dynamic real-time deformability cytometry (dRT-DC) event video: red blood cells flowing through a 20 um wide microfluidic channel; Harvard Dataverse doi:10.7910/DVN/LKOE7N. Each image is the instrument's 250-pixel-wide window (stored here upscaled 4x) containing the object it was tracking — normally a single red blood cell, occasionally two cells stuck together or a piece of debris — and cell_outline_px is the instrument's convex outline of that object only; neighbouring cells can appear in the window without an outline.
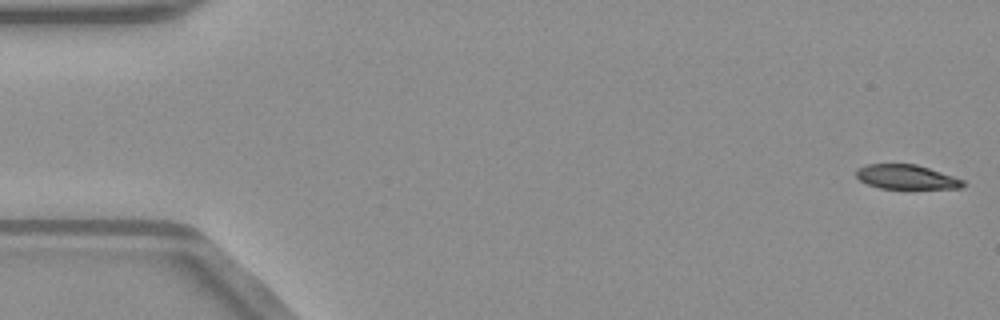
{"species": "common noctule bat (a hibernating species)", "species_latin": "Nyctalus noctula", "temperature_condition": "warm", "stored_images_in_passage": 16, "camera_frame_rate_fps": 3000, "um_per_image_px": 0.085, "animal": {"sex": "male", "body_mass_g": 23.1, "forearm_length_mm": 52.7}, "frame": {"image": 1, "passage_image": 1, "time_ms": 0.0, "image_size_px": [1000, 320], "cell_outline_px": [[968, 184], [960, 188], [880, 188], [868, 184], [860, 180], [856, 176], [856, 168], [864, 164], [916, 164], [964, 180]], "centroid_in_image_um": [77.02, 15.03], "position_along_channel_um": 8.0, "area_um2": 15.09}}
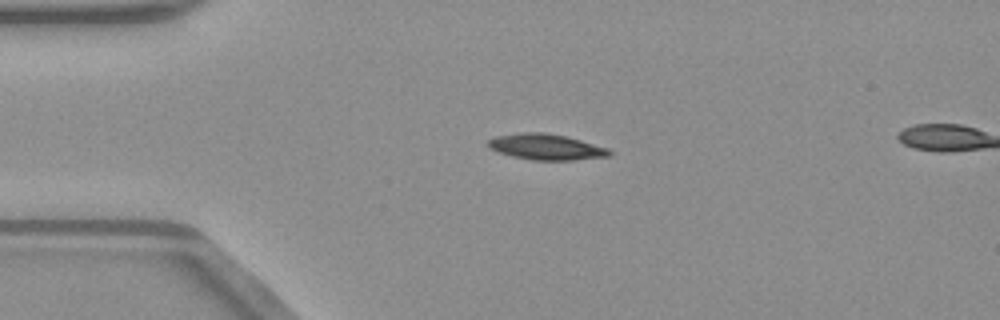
{"frame": {"image": 2, "passage_image": 12, "time_ms": 3.667, "image_size_px": [1000, 320], "cell_outline_px": [[612, 156], [572, 160], [532, 160], [512, 156], [488, 148], [488, 140], [496, 136], [520, 132], [544, 132], [564, 136], [580, 140], [608, 148], [612, 152]], "centroid_in_image_um": [46.42, 12.49], "position_along_channel_um": 38.6, "area_um2": 18.21}}